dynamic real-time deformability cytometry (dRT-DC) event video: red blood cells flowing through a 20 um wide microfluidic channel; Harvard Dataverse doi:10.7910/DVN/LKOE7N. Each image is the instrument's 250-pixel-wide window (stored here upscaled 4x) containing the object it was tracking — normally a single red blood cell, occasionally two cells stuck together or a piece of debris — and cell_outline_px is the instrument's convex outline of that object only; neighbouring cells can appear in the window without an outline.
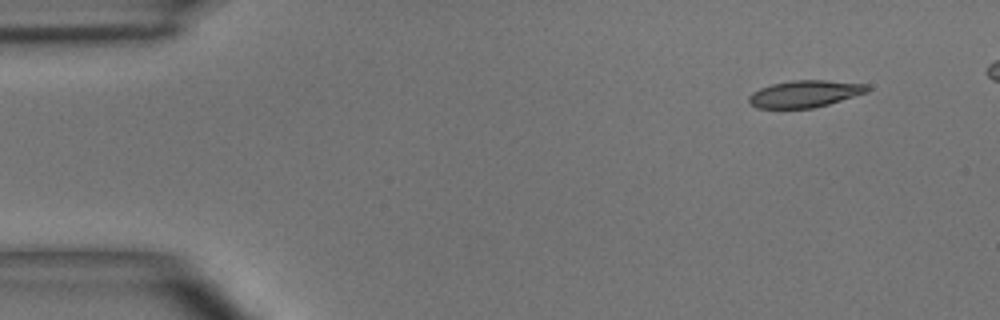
{"species": "common noctule bat (a hibernating species)", "species_latin": "Nyctalus noctula", "temperature_condition": "room temperature", "stored_images_in_passage": 5, "camera_frame_rate_fps": 3000, "um_per_image_px": 0.085, "animal": {"sex": "male", "body_mass_g": 15.6}, "frame": {"image": 1, "passage_image": 1, "time_ms": 0.0, "image_size_px": [1000, 320], "cell_outline_px": [[872, 88], [868, 92], [828, 104], [812, 108], [756, 108], [748, 100], [748, 96], [752, 92], [760, 88], [772, 84], [792, 80], [824, 80], [868, 84]], "centroid_in_image_um": [68.43, 7.97], "position_along_channel_um": 16.6, "area_um2": 18.61}}